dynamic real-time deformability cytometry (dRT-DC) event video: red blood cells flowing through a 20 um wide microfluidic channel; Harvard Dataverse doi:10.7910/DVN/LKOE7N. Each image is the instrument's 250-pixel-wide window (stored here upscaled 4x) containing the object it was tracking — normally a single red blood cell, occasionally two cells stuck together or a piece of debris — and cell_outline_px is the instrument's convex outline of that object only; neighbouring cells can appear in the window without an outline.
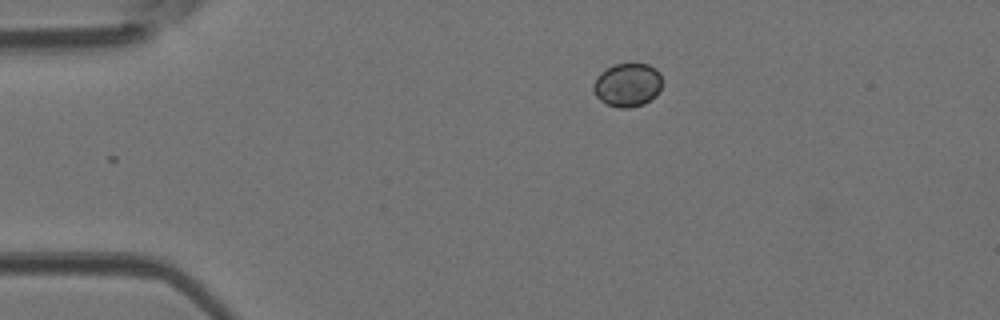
{"species": "Egyptian fruit bat (a non-hibernating species)", "species_latin": "Rousettus aegyptiacus", "temperature_condition": "room temperature", "stored_images_in_passage": 38, "camera_frame_rate_fps": 3000, "um_per_image_px": 0.085, "animal": {"sex": "female"}, "frame": {"image": 1, "passage_image": 1, "time_ms": 0.0, "image_size_px": [1000, 320], "cell_outline_px": [[660, 92], [656, 96], [644, 104], [628, 108], [620, 108], [608, 104], [600, 100], [596, 96], [592, 88], [592, 84], [596, 76], [600, 72], [612, 64], [648, 64], [656, 68], [660, 72]], "centroid_in_image_um": [53.32, 7.21], "position_along_channel_um": 31.7, "area_um2": 17.63}}
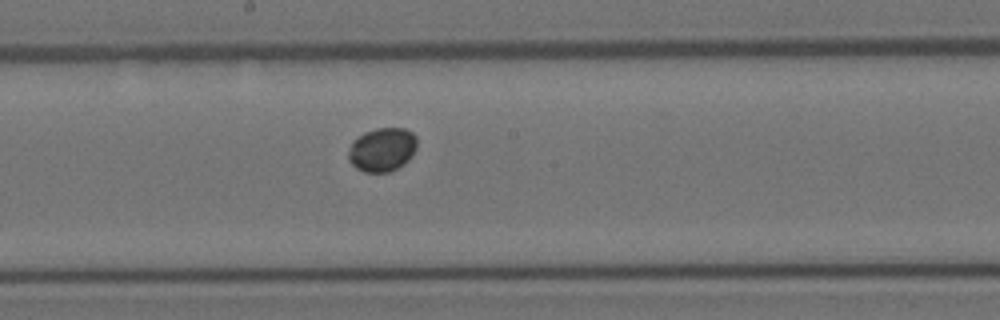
{"frame": {"image": 2, "passage_image": 17, "time_ms": 5.333, "image_size_px": [1000, 320], "cell_outline_px": [[416, 148], [412, 156], [404, 164], [388, 172], [364, 172], [356, 168], [348, 160], [348, 152], [352, 140], [364, 132], [376, 128], [404, 128], [412, 132], [416, 136]], "centroid_in_image_um": [32.47, 12.71], "position_along_channel_um": 215.7, "area_um2": 17.63}}
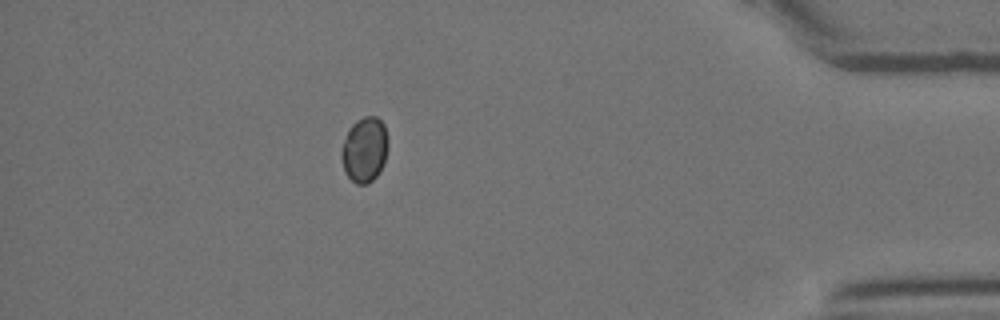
{"frame": {"image": 3, "passage_image": 33, "time_ms": 10.667, "image_size_px": [1000, 320], "cell_outline_px": [[388, 148], [384, 164], [380, 172], [368, 184], [356, 184], [344, 172], [340, 156], [340, 152], [344, 140], [352, 124], [356, 120], [364, 116], [376, 116], [384, 124], [388, 140]], "centroid_in_image_um": [30.99, 12.73], "position_along_channel_um": 404.2, "area_um2": 17.92}}